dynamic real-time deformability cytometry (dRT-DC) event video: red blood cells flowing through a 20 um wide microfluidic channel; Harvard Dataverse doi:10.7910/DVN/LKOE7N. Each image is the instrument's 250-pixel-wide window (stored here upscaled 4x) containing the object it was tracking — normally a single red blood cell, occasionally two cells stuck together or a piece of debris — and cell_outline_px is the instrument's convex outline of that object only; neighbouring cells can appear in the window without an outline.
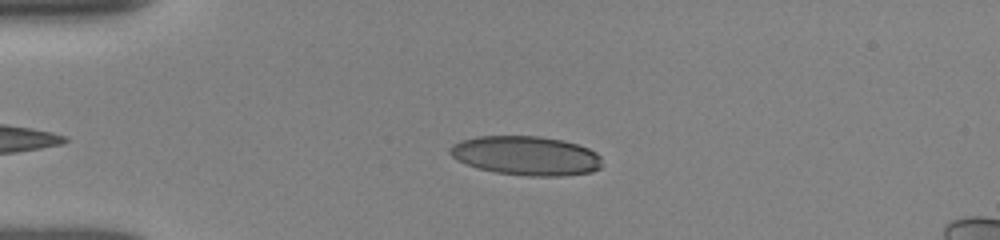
{"species": "human", "species_latin": "Homo sapiens", "temperature_condition": "room temperature", "stored_images_in_passage": 45, "camera_frame_rate_fps": 3000, "um_per_image_px": 0.085, "donor": {"sex": "female"}, "frame": {"image": 1, "passage_image": 6, "time_ms": 1.667, "image_size_px": [1000, 240], "cell_outline_px": [[600, 168], [592, 172], [564, 176], [528, 176], [496, 172], [480, 168], [456, 160], [448, 152], [448, 148], [452, 144], [460, 140], [476, 136], [540, 136], [564, 140], [588, 148], [596, 152], [600, 156]], "centroid_in_image_um": [44.7, 13.22], "position_along_channel_um": 40.3, "area_um2": 34.85}}
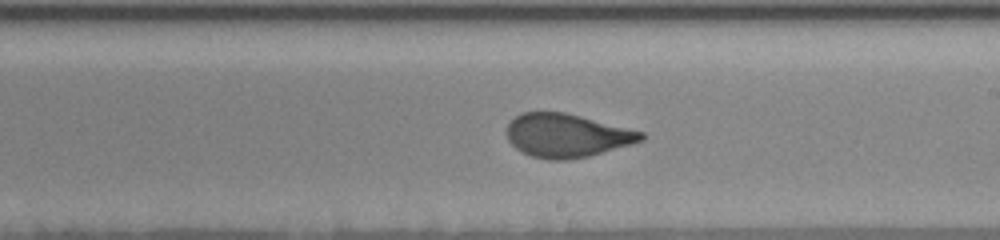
{"frame": {"image": 2, "passage_image": 24, "time_ms": 7.667, "image_size_px": [1000, 240], "cell_outline_px": [[644, 140], [632, 144], [588, 156], [568, 160], [548, 160], [532, 156], [516, 148], [508, 140], [508, 124], [516, 116], [524, 112], [564, 112], [644, 132]], "centroid_in_image_um": [48.19, 11.52], "position_along_channel_um": 240.8, "area_um2": 33.7}}
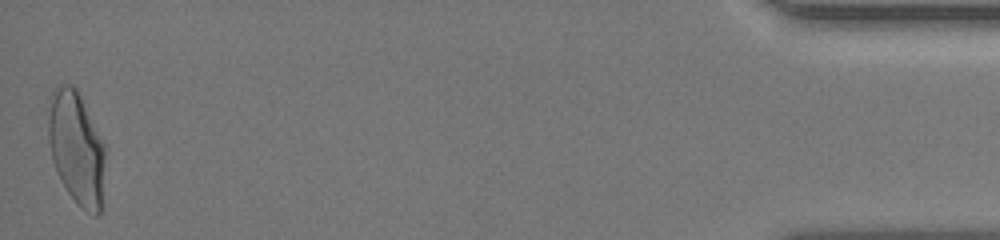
{"frame": {"image": 3, "passage_image": 45, "time_ms": 14.667, "image_size_px": [1000, 240], "cell_outline_px": [[104, 208], [96, 216], [80, 208], [76, 204], [68, 192], [52, 160], [48, 140], [48, 116], [52, 92], [60, 84], [72, 84], [76, 88], [104, 144]], "centroid_in_image_um": [6.52, 12.65], "position_along_channel_um": 428.7, "area_um2": 37.51}, "authors_computed_cell_mechanics": {"area_um2": 34.8534, "velocity_mm_per_s": 3.8911, "shape_relaxation_time_tau1_ms": 6.498, "shape_relaxation_time_tau2_ms": null, "deformation_change_tau1": 0.1885, "deformation_change_tau2": null}}